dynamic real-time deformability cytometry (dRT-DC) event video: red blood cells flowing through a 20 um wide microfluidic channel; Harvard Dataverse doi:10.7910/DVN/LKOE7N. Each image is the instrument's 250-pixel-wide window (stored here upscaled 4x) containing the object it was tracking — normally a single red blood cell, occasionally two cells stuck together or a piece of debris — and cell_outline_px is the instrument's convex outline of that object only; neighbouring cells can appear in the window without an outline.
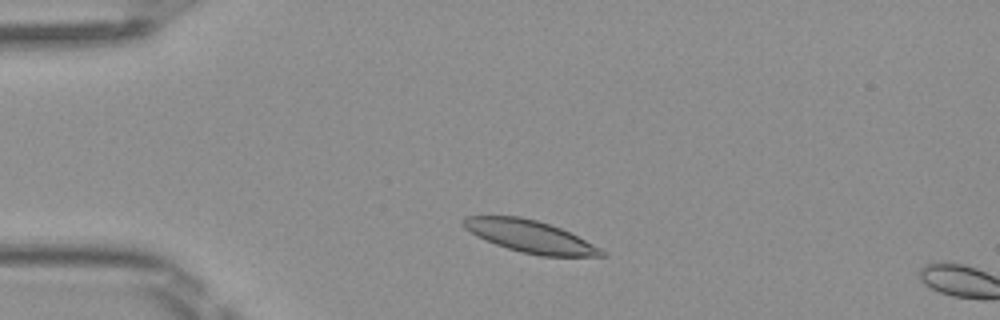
{"species": "Egyptian fruit bat (a non-hibernating species)", "species_latin": "Rousettus aegyptiacus", "temperature_condition": "room temperature", "stored_images_in_passage": 9, "camera_frame_rate_fps": 3000, "um_per_image_px": 0.085, "frame": {"image": 1, "passage_image": 6, "time_ms": 1.667, "image_size_px": [1000, 320], "cell_outline_px": [[608, 256], [540, 256], [520, 252], [496, 244], [476, 236], [464, 228], [460, 220], [464, 216], [520, 216], [536, 220], [560, 228], [600, 248]], "centroid_in_image_um": [44.99, 20.09], "position_along_channel_um": 40.0, "area_um2": 25.66}}